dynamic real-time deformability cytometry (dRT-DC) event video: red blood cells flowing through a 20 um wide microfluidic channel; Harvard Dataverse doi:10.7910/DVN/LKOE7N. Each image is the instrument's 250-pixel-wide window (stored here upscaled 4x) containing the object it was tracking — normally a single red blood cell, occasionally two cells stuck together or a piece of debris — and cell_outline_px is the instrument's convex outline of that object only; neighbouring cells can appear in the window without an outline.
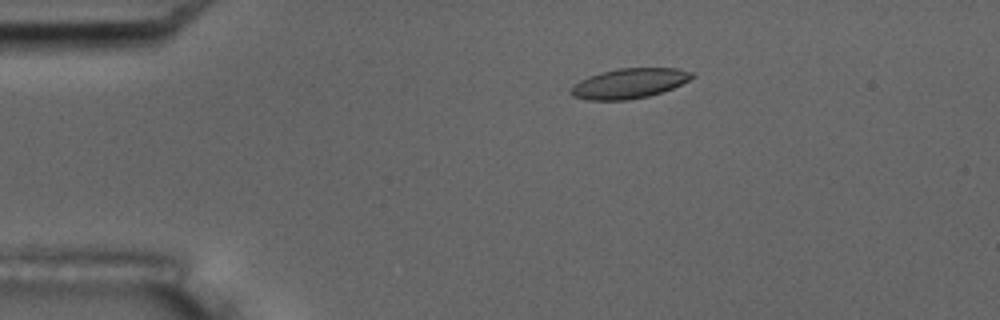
{"species": "common noctule bat (a hibernating species)", "species_latin": "Nyctalus noctula", "temperature_condition": "room temperature", "stored_images_in_passage": 6, "camera_frame_rate_fps": 3000, "um_per_image_px": 0.085, "animal": {"sex": "male", "body_mass_g": 17.5, "forearm_length_mm": 52.3}, "frame": {"image": 1, "passage_image": 3, "time_ms": 3.0, "image_size_px": [1000, 320], "cell_outline_px": [[696, 76], [672, 88], [648, 96], [628, 100], [588, 100], [572, 96], [568, 92], [580, 80], [588, 76], [600, 72], [620, 68], [676, 68], [692, 72]], "centroid_in_image_um": [53.46, 7.09], "position_along_channel_um": 31.5, "area_um2": 21.04}}